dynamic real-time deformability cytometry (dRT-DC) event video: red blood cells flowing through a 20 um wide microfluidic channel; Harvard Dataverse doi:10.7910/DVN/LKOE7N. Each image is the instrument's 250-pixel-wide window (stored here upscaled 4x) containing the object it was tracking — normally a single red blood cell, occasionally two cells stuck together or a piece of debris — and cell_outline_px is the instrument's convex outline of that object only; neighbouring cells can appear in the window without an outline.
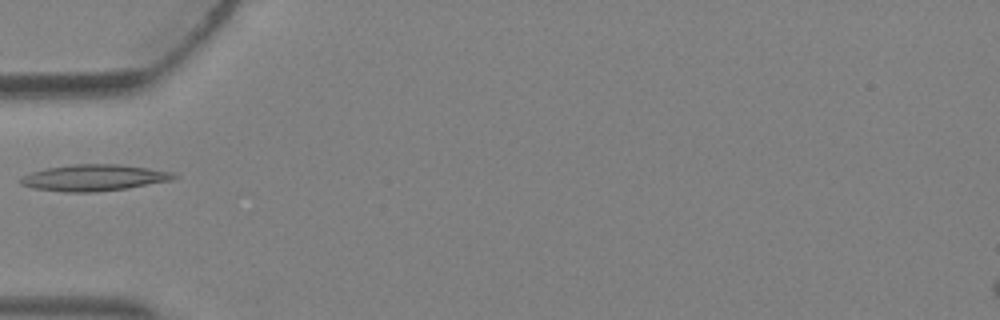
{"species": "Egyptian fruit bat (a non-hibernating species)", "species_latin": "Rousettus aegyptiacus", "temperature_condition": "warm", "stored_images_in_passage": 2, "camera_frame_rate_fps": 3000, "um_per_image_px": 0.085, "animal": {"sex": "female"}, "frame": {"image": 1, "passage_image": 2, "time_ms": 0.333, "image_size_px": [1000, 320], "cell_outline_px": [[180, 176], [172, 180], [128, 188], [92, 192], [64, 192], [32, 188], [20, 184], [20, 180], [24, 176], [32, 172], [48, 168], [72, 164], [120, 164], [148, 168], [172, 172]], "centroid_in_image_um": [8.02, 15.11], "position_along_channel_um": 77.0, "area_um2": 23.47}}